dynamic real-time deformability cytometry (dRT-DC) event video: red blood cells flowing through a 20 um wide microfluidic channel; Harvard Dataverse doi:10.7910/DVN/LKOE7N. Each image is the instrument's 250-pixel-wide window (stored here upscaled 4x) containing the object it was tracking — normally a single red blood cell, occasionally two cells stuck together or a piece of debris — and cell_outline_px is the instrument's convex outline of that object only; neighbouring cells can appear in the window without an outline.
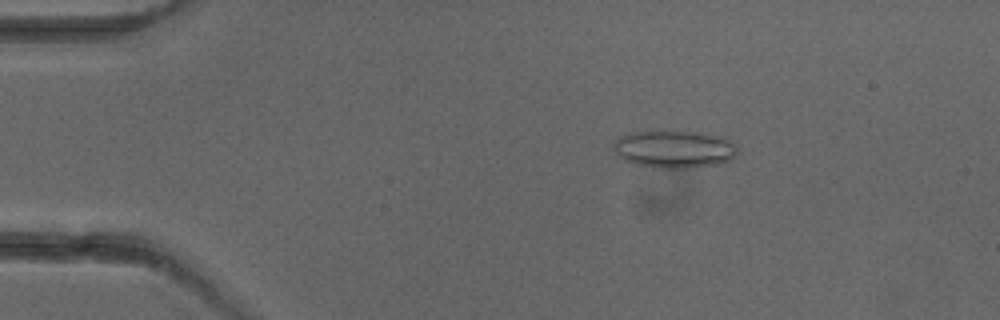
{"species": "common noctule bat (a hibernating species)", "species_latin": "Nyctalus noctula", "temperature_condition": "cold", "stored_images_in_passage": 4, "camera_frame_rate_fps": 3000, "um_per_image_px": 0.085, "animal": {"sex": "female"}, "frame": {"image": 1, "passage_image": 2, "time_ms": 1.0, "image_size_px": [1000, 320], "cell_outline_px": [[736, 152], [728, 160], [720, 164], [684, 168], [660, 168], [636, 164], [624, 160], [612, 148], [612, 144], [620, 136], [628, 132], [660, 128], [672, 128], [724, 136], [732, 140], [736, 144]], "centroid_in_image_um": [57.28, 12.61], "position_along_channel_um": 27.7, "area_um2": 28.21}}